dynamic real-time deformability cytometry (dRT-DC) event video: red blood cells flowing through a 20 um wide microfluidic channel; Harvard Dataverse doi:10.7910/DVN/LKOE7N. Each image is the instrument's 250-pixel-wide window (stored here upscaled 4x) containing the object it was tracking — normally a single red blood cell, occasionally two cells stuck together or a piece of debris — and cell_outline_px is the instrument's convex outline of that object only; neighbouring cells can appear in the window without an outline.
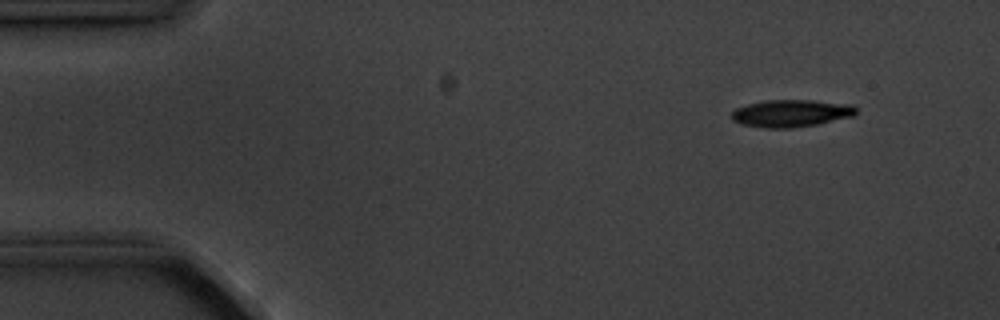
{"species": "common noctule bat (a hibernating species)", "species_latin": "Nyctalus noctula", "temperature_condition": "cold", "stored_images_in_passage": 5, "camera_frame_rate_fps": 3000, "um_per_image_px": 0.085, "animal": {"sex": "male", "body_mass_g": 20.1, "forearm_length_mm": 53.5}, "frame": {"image": 1, "passage_image": 1, "time_ms": 0.0, "image_size_px": [1000, 320], "cell_outline_px": [[856, 112], [852, 116], [816, 124], [792, 128], [764, 128], [740, 124], [732, 120], [732, 112], [736, 108], [748, 104], [764, 100], [812, 100], [852, 104], [856, 108]], "centroid_in_image_um": [67.21, 9.63], "position_along_channel_um": 17.8, "area_um2": 19.77}}